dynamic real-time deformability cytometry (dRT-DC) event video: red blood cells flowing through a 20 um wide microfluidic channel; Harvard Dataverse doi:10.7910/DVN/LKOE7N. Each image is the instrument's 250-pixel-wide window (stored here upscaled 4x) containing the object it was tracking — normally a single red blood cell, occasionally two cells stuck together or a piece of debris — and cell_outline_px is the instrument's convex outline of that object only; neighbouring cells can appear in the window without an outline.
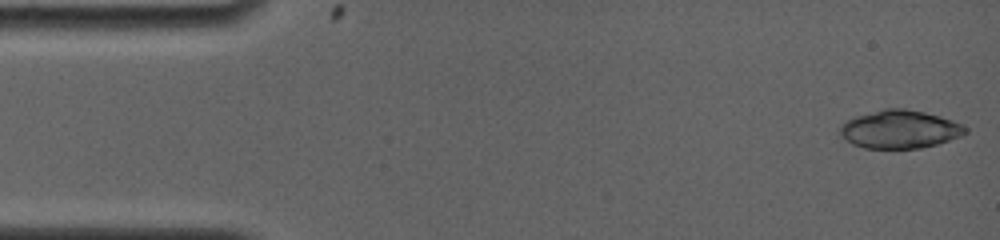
{"species": "common noctule bat (a hibernating species)", "species_latin": "Nyctalus noctula", "temperature_condition": "room temperature", "stored_images_in_passage": 4, "camera_frame_rate_fps": 4000, "um_per_image_px": 0.085, "animal": {"sex": "female", "body_mass_g": 19.0, "forearm_length_mm": 56.7}, "frame": {"image": 1, "passage_image": 1, "time_ms": 0.0, "image_size_px": [1000, 240], "cell_outline_px": [[968, 132], [960, 136], [936, 144], [920, 148], [864, 148], [852, 144], [840, 132], [840, 124], [856, 116], [884, 108], [904, 108], [924, 112], [940, 116], [952, 120], [968, 128]], "centroid_in_image_um": [76.49, 10.98], "position_along_channel_um": 8.5, "area_um2": 27.63}}
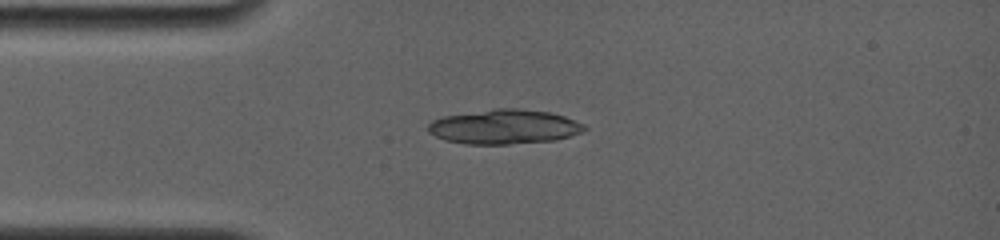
{"frame": {"image": 2, "passage_image": 4, "time_ms": 3.5, "image_size_px": [1000, 240], "cell_outline_px": [[588, 128], [584, 132], [556, 140], [508, 144], [464, 144], [444, 140], [428, 132], [428, 124], [432, 120], [444, 116], [492, 108], [520, 108], [548, 112], [564, 116], [584, 124]], "centroid_in_image_um": [42.86, 10.77], "position_along_channel_um": 42.1, "area_um2": 31.67}}